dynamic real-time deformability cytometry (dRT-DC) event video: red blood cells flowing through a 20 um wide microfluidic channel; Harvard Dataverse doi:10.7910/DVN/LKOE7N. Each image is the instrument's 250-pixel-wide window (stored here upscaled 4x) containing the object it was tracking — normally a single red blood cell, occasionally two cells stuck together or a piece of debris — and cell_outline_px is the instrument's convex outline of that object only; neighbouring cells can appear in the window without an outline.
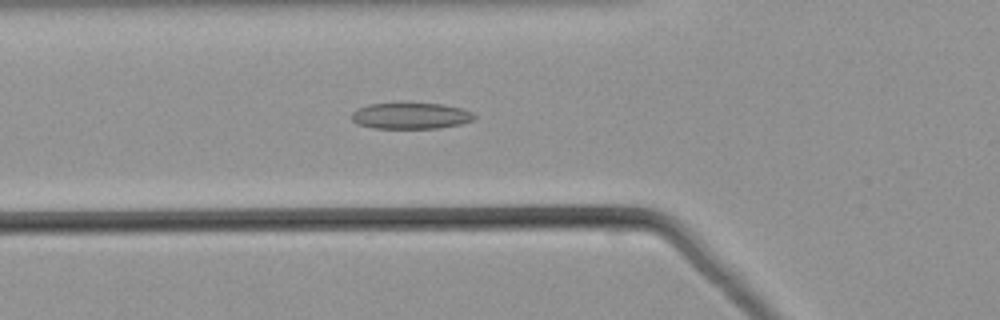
{"species": "common noctule bat (a hibernating species)", "species_latin": "Nyctalus noctula", "temperature_condition": "warm", "stored_images_in_passage": 50, "camera_frame_rate_fps": 3000, "um_per_image_px": 0.085, "animal": {"sex": "male", "body_mass_g": 21.5, "forearm_length_mm": 52.0}, "frame": {"image": 1, "passage_image": 17, "time_ms": 5.333, "image_size_px": [1000, 320], "cell_outline_px": [[476, 116], [472, 120], [460, 124], [440, 128], [372, 128], [356, 124], [352, 120], [352, 112], [356, 108], [368, 104], [404, 100], [444, 104], [460, 108], [472, 112]], "centroid_in_image_um": [34.86, 9.79], "position_along_channel_um": 90.9, "area_um2": 19.71}}
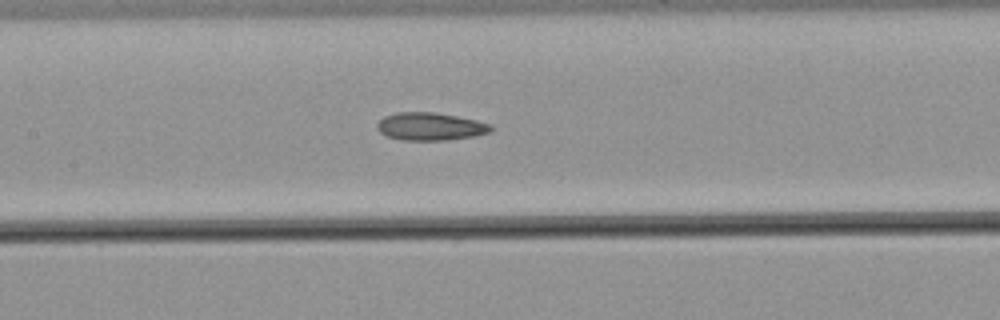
{"frame": {"image": 2, "passage_image": 23, "time_ms": 7.333, "image_size_px": [1000, 320], "cell_outline_px": [[492, 132], [476, 136], [448, 140], [404, 140], [388, 136], [380, 132], [376, 128], [376, 124], [384, 116], [396, 112], [436, 112], [476, 120], [492, 124]], "centroid_in_image_um": [36.6, 10.75], "position_along_channel_um": 170.8, "area_um2": 18.55}}
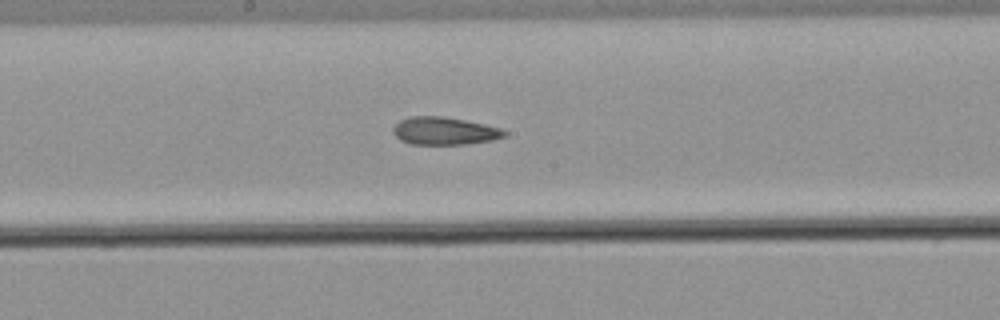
{"frame": {"image": 3, "passage_image": 26, "time_ms": 8.333, "image_size_px": [1000, 320], "cell_outline_px": [[508, 132], [504, 136], [492, 140], [464, 144], [412, 144], [400, 140], [392, 132], [392, 128], [400, 120], [408, 116], [444, 116], [484, 124], [500, 128]], "centroid_in_image_um": [37.74, 11.12], "position_along_channel_um": 210.5, "area_um2": 17.92}}